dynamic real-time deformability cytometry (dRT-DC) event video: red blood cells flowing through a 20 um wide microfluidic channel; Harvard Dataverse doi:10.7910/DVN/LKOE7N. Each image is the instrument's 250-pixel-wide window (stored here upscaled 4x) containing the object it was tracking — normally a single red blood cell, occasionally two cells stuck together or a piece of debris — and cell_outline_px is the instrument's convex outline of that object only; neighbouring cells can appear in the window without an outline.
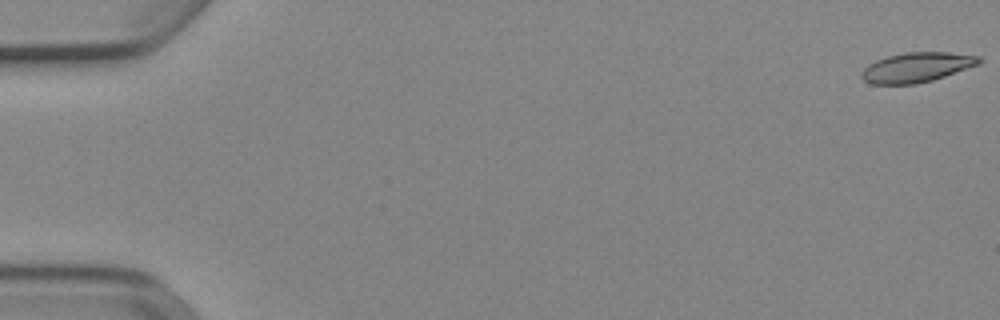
{"species": "Egyptian fruit bat (a non-hibernating species)", "species_latin": "Rousettus aegyptiacus", "temperature_condition": "cold", "stored_images_in_passage": 53, "camera_frame_rate_fps": 3000, "um_per_image_px": 0.085, "animal": {"sex": "female"}, "frame": {"image": 1, "passage_image": 1, "time_ms": 0.0, "image_size_px": [1000, 320], "cell_outline_px": [[984, 60], [980, 64], [932, 80], [916, 84], [872, 84], [864, 80], [860, 76], [860, 72], [868, 64], [876, 60], [888, 56], [904, 52], [948, 52], [980, 56]], "centroid_in_image_um": [77.92, 5.71], "position_along_channel_um": 7.1, "area_um2": 20.46}}
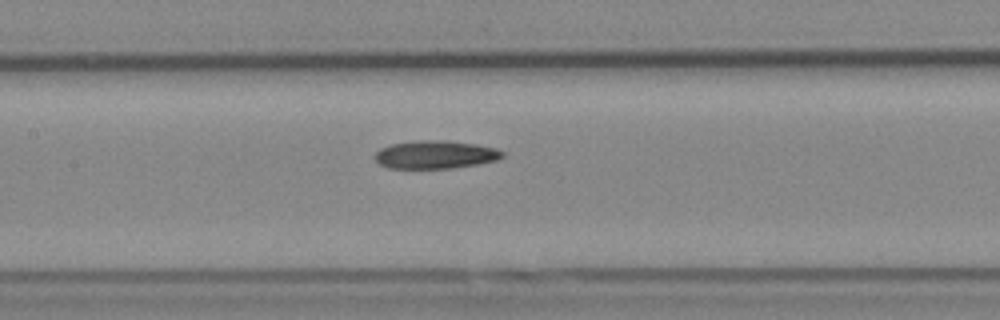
{"frame": {"image": 2, "passage_image": 26, "time_ms": 8.333, "image_size_px": [1000, 320], "cell_outline_px": [[504, 156], [496, 160], [476, 164], [452, 168], [388, 168], [380, 164], [376, 160], [376, 152], [380, 148], [392, 144], [416, 140], [448, 140], [476, 144], [496, 148], [504, 152]], "centroid_in_image_um": [37.02, 13.13], "position_along_channel_um": 170.4, "area_um2": 20.81}}
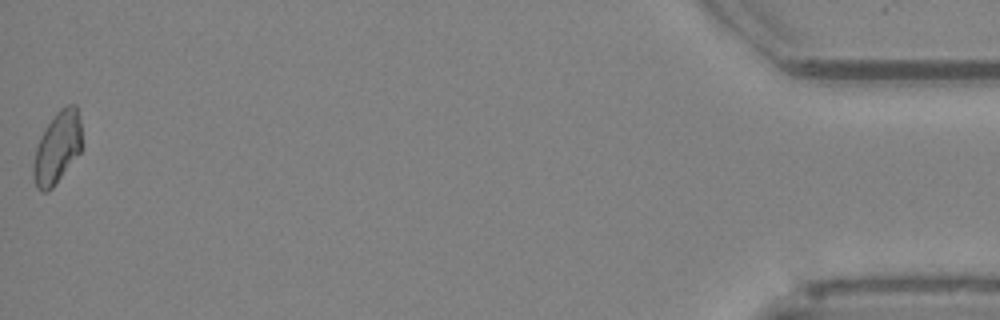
{"frame": {"image": 3, "passage_image": 53, "time_ms": 17.333, "image_size_px": [1000, 320], "cell_outline_px": [[84, 144], [80, 152], [52, 188], [48, 192], [40, 192], [36, 188], [32, 176], [32, 164], [36, 148], [40, 136], [56, 112], [60, 108], [68, 104], [76, 104], [80, 120]], "centroid_in_image_um": [4.87, 12.56], "position_along_channel_um": 430.3, "area_um2": 20.69}}